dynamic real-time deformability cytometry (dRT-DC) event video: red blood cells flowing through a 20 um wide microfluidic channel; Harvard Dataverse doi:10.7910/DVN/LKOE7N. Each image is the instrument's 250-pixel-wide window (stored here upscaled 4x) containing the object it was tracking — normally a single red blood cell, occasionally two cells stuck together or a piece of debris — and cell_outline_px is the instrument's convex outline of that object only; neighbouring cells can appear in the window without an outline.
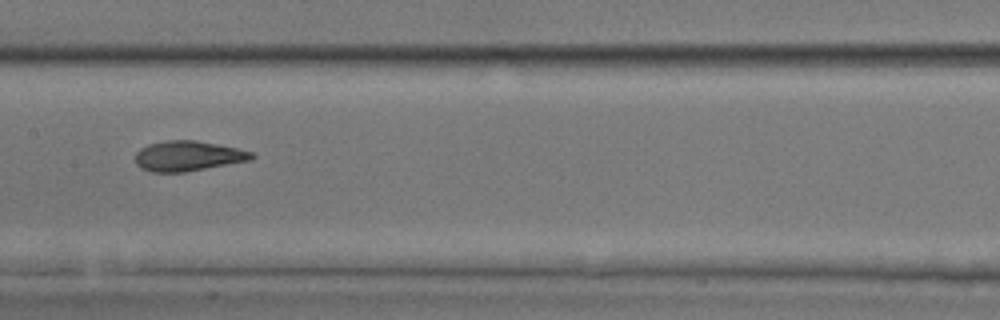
{"species": "common noctule bat (a hibernating species)", "species_latin": "Nyctalus noctula", "temperature_condition": "room temperature", "stored_images_in_passage": 32, "camera_frame_rate_fps": 3000, "um_per_image_px": 0.085, "animal": {"sex": "male", "body_mass_g": 17.9, "forearm_length_mm": 54.2}, "frame": {"image": 1, "passage_image": 10, "time_ms": 3.0, "image_size_px": [1000, 320], "cell_outline_px": [[256, 156], [252, 160], [184, 172], [152, 172], [140, 168], [136, 164], [136, 152], [140, 148], [148, 144], [168, 140], [196, 140], [236, 148], [252, 152]], "centroid_in_image_um": [15.97, 13.26], "position_along_channel_um": 191.4, "area_um2": 20.4}}
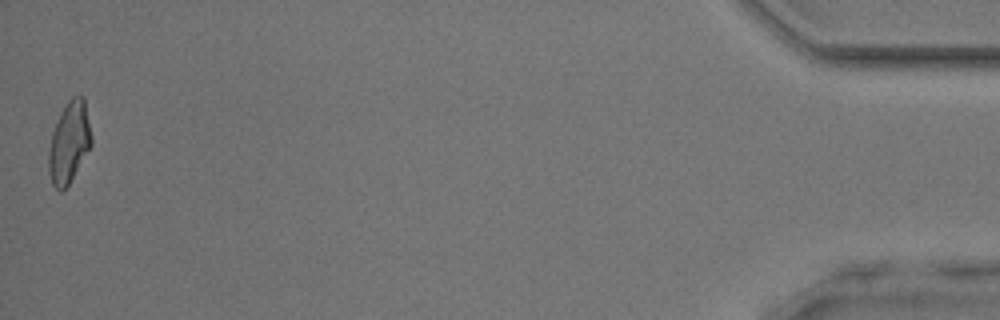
{"frame": {"image": 2, "passage_image": 32, "time_ms": 10.333, "image_size_px": [1000, 320], "cell_outline_px": [[92, 144], [68, 184], [60, 192], [52, 184], [48, 172], [48, 152], [52, 132], [68, 100], [72, 96], [84, 96], [92, 136]], "centroid_in_image_um": [5.88, 12.1], "position_along_channel_um": 429.3, "area_um2": 19.94}}